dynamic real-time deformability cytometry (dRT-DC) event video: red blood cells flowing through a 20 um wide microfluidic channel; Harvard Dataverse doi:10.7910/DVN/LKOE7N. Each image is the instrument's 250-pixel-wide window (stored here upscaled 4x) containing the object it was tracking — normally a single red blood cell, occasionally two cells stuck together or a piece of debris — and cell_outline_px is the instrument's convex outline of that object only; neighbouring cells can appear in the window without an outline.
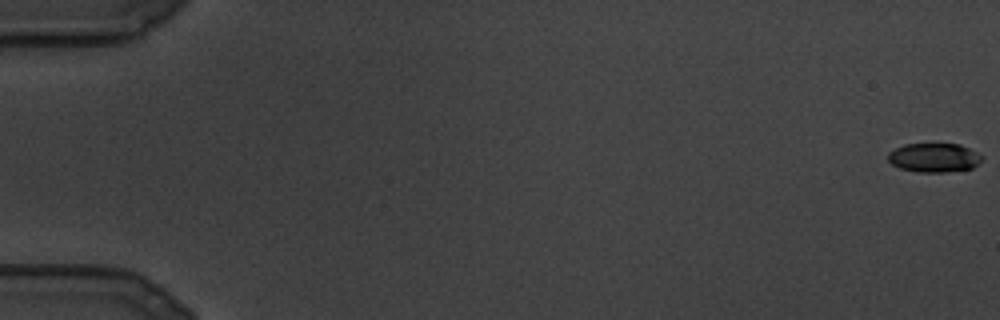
{"species": "common noctule bat (a hibernating species)", "species_latin": "Nyctalus noctula", "temperature_condition": "cold", "stored_images_in_passage": 111, "camera_frame_rate_fps": 3000, "um_per_image_px": 0.085, "animal": {"sex": "male", "body_mass_g": 19.5, "forearm_length_mm": 54.6}, "frame": {"image": 1, "passage_image": 1, "time_ms": 0.0, "image_size_px": [1000, 320], "cell_outline_px": [[984, 156], [972, 168], [944, 172], [916, 172], [900, 168], [892, 164], [888, 160], [888, 152], [904, 144], [936, 140], [960, 144]], "centroid_in_image_um": [79.37, 13.34], "position_along_channel_um": 5.6, "area_um2": 16.59}}
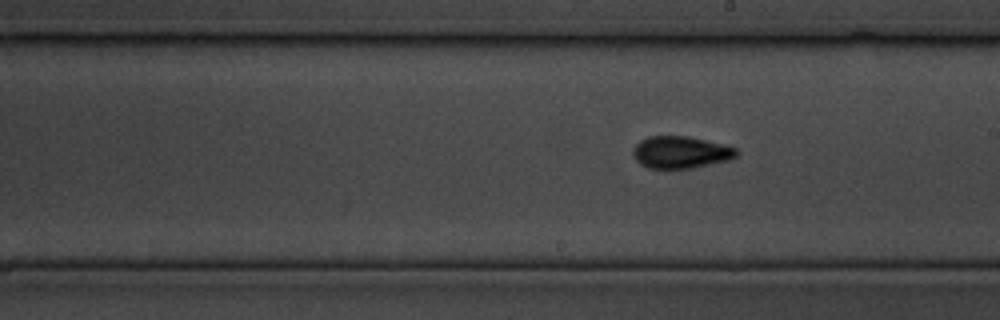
{"frame": {"image": 2, "passage_image": 64, "time_ms": 21.0, "image_size_px": [1000, 320], "cell_outline_px": [[740, 152], [736, 156], [728, 160], [692, 168], [648, 168], [640, 164], [632, 156], [632, 148], [640, 140], [648, 136], [688, 136], [736, 148]], "centroid_in_image_um": [57.81, 12.94], "position_along_channel_um": 231.2, "area_um2": 19.31}}
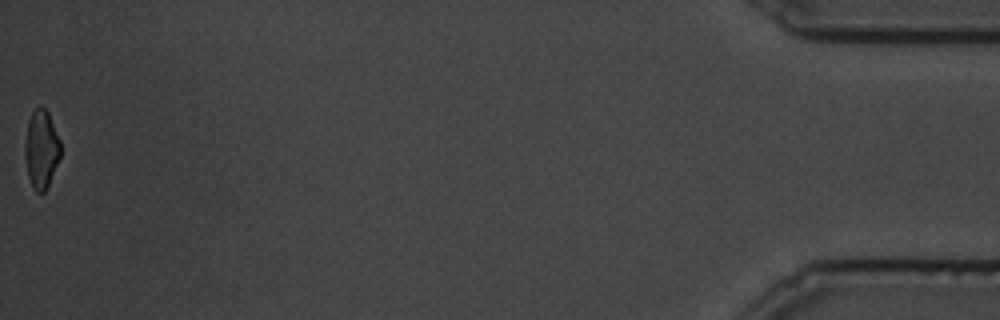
{"frame": {"image": 3, "passage_image": 111, "time_ms": 36.667, "image_size_px": [1000, 320], "cell_outline_px": [[60, 156], [48, 188], [44, 192], [36, 192], [32, 188], [28, 176], [24, 156], [24, 144], [28, 120], [32, 112], [40, 104], [48, 112], [60, 140]], "centroid_in_image_um": [3.5, 12.69], "position_along_channel_um": 431.7, "area_um2": 16.47}}